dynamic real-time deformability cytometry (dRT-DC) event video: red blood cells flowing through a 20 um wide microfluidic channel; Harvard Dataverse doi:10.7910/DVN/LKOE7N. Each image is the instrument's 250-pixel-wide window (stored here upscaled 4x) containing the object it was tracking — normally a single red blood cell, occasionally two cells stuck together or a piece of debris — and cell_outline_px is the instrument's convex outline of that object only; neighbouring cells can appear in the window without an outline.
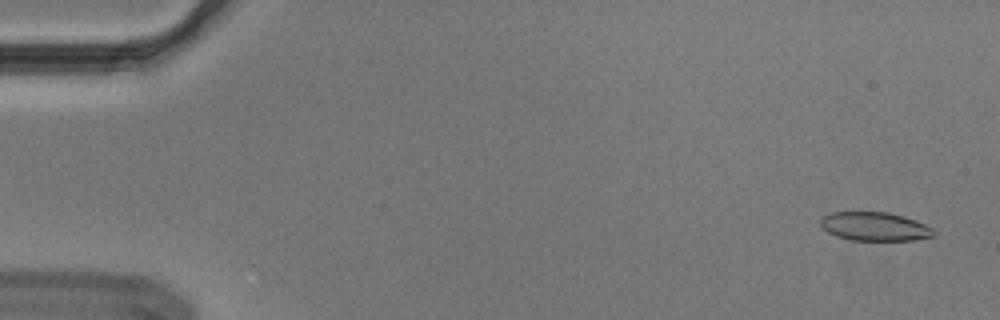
{"species": "Egyptian fruit bat (a non-hibernating species)", "species_latin": "Rousettus aegyptiacus", "temperature_condition": "cold", "stored_images_in_passage": 55, "camera_frame_rate_fps": 3000, "um_per_image_px": 0.085, "animal": {"sex": "male"}, "frame": {"image": 1, "passage_image": 3, "time_ms": 0.667, "image_size_px": [1000, 320], "cell_outline_px": [[936, 236], [912, 240], [852, 240], [836, 236], [828, 232], [820, 224], [820, 220], [824, 216], [832, 212], [888, 212], [904, 216], [916, 220], [932, 228], [936, 232]], "centroid_in_image_um": [74.38, 19.25], "position_along_channel_um": 10.6, "area_um2": 18.9}}
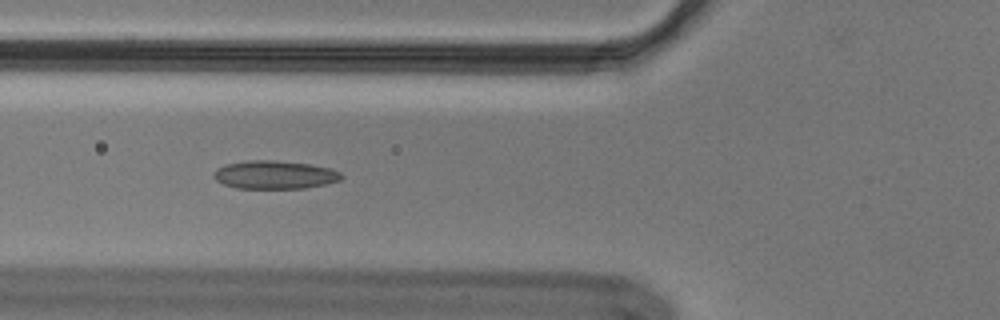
{"frame": {"image": 2, "passage_image": 21, "time_ms": 6.667, "image_size_px": [1000, 320], "cell_outline_px": [[344, 176], [340, 180], [324, 184], [304, 188], [236, 188], [224, 184], [216, 180], [212, 176], [216, 168], [224, 164], [248, 160], [272, 160], [308, 164], [332, 168], [340, 172]], "centroid_in_image_um": [23.32, 14.85], "position_along_channel_um": 102.5, "area_um2": 21.04}}
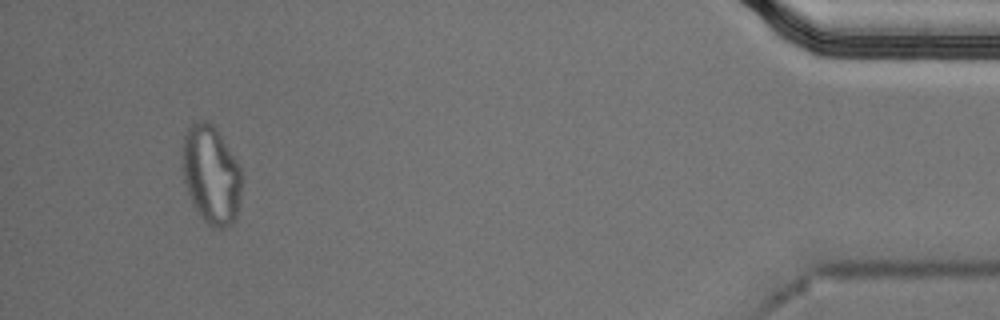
{"frame": {"image": 3, "passage_image": 52, "time_ms": 17.0, "image_size_px": [1000, 320], "cell_outline_px": [[240, 204], [236, 220], [232, 224], [224, 228], [212, 228], [200, 216], [192, 204], [184, 180], [184, 132], [196, 120], [208, 120], [216, 128], [236, 160], [240, 168]], "centroid_in_image_um": [17.96, 14.88], "position_along_channel_um": 417.2, "area_um2": 33.81}, "authors_computed_cell_mechanics": {"area_um2": 20.9236, "velocity_mm_per_s": 3.685, "shape_relaxation_time_tau1_ms": null, "shape_relaxation_time_tau2_ms": 3.2738, "deformation_change_tau1": null, "deformation_change_tau2": 0.0942}}